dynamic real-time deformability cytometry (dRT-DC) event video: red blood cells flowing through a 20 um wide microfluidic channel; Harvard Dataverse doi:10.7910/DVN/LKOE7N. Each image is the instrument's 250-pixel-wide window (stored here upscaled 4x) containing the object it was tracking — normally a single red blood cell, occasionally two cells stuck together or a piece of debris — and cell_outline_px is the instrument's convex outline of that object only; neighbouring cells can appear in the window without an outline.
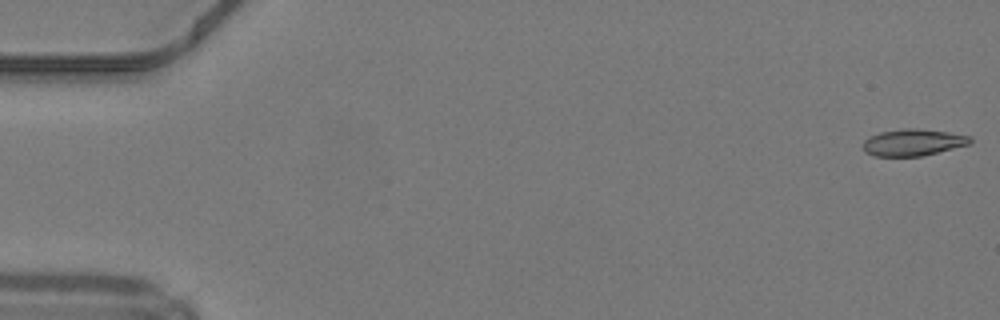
{"species": "common noctule bat (a hibernating species)", "species_latin": "Nyctalus noctula", "temperature_condition": "warm", "stored_images_in_passage": 17, "camera_frame_rate_fps": 3000, "um_per_image_px": 0.085, "animal": {"sex": "male", "body_mass_g": 19.2, "forearm_length_mm": 51.8}, "frame": {"image": 1, "passage_image": 1, "time_ms": 0.0, "image_size_px": [1000, 320], "cell_outline_px": [[972, 140], [968, 144], [920, 156], [872, 156], [864, 152], [864, 140], [868, 136], [880, 132], [900, 128], [916, 128], [948, 132], [972, 136]], "centroid_in_image_um": [77.56, 12.09], "position_along_channel_um": 7.4, "area_um2": 16.65}}
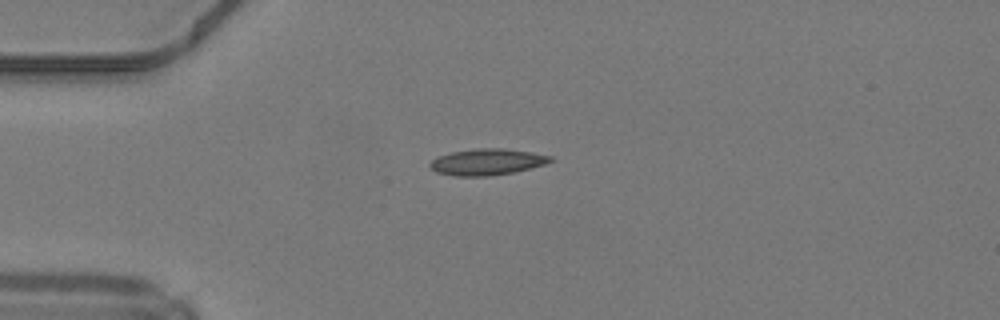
{"frame": {"image": 2, "passage_image": 13, "time_ms": 4.0, "image_size_px": [1000, 320], "cell_outline_px": [[556, 160], [532, 168], [512, 172], [488, 176], [452, 176], [436, 172], [428, 164], [432, 160], [440, 156], [452, 152], [476, 148], [504, 148], [532, 152], [552, 156]], "centroid_in_image_um": [41.43, 13.76], "position_along_channel_um": 43.6, "area_um2": 18.5}}